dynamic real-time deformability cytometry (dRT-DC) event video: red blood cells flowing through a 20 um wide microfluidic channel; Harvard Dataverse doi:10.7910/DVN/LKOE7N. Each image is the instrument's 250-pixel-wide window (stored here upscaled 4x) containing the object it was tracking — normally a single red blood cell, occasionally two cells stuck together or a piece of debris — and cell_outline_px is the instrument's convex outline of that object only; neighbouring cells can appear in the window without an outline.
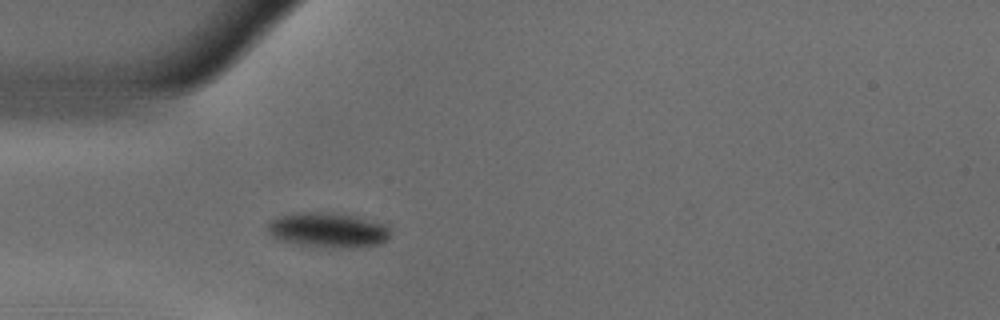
{"species": "common noctule bat (a hibernating species)", "species_latin": "Nyctalus noctula", "temperature_condition": "warm", "stored_images_in_passage": 40, "camera_frame_rate_fps": 3000, "um_per_image_px": 0.085, "animal": {"sex": "male", "body_mass_g": 18.8}, "frame": {"image": 1, "passage_image": 1, "time_ms": 0.0, "image_size_px": [1000, 320], "cell_outline_px": [[388, 240], [380, 244], [300, 244], [280, 240], [268, 232], [268, 224], [272, 220], [280, 216], [300, 212], [320, 212], [356, 216], [388, 224]], "centroid_in_image_um": [27.86, 19.48], "position_along_channel_um": 57.1, "area_um2": 23.35}}
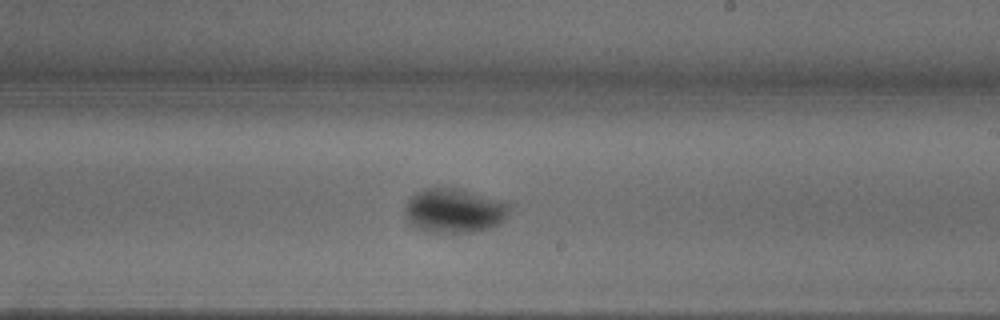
{"frame": {"image": 2, "passage_image": 17, "time_ms": 5.333, "image_size_px": [1000, 320], "cell_outline_px": [[508, 208], [504, 220], [500, 224], [488, 228], [472, 232], [424, 232], [416, 228], [408, 220], [404, 212], [404, 208], [408, 200], [416, 192], [424, 188], [460, 188], [500, 200], [508, 204]], "centroid_in_image_um": [38.57, 17.9], "position_along_channel_um": 250.4, "area_um2": 26.88}}
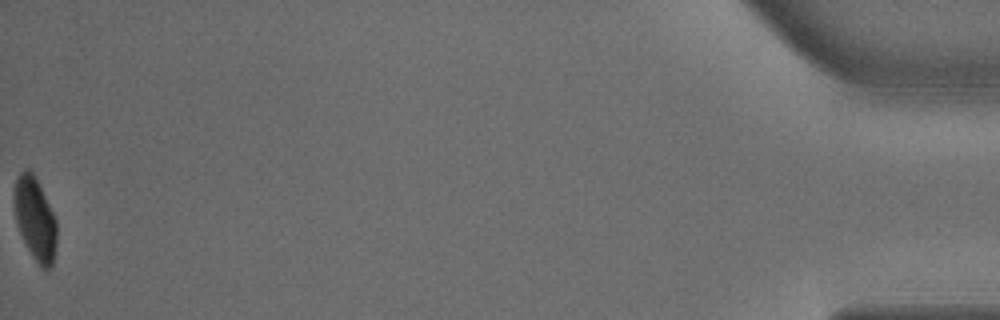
{"frame": {"image": 3, "passage_image": 40, "time_ms": 13.0, "image_size_px": [1000, 320], "cell_outline_px": [[56, 244], [52, 264], [44, 272], [40, 268], [32, 256], [20, 232], [16, 220], [16, 180], [20, 172], [24, 168], [28, 168], [36, 176], [56, 220]], "centroid_in_image_um": [3.02, 18.63], "position_along_channel_um": 432.2, "area_um2": 20.06}, "authors_computed_cell_mechanics": {"area_um2": 25.2586, "velocity_mm_per_s": 3.6855, "shape_relaxation_time_tau1_ms": 3.6383, "shape_relaxation_time_tau2_ms": null, "deformation_change_tau1": 0.1413, "deformation_change_tau2": null}}